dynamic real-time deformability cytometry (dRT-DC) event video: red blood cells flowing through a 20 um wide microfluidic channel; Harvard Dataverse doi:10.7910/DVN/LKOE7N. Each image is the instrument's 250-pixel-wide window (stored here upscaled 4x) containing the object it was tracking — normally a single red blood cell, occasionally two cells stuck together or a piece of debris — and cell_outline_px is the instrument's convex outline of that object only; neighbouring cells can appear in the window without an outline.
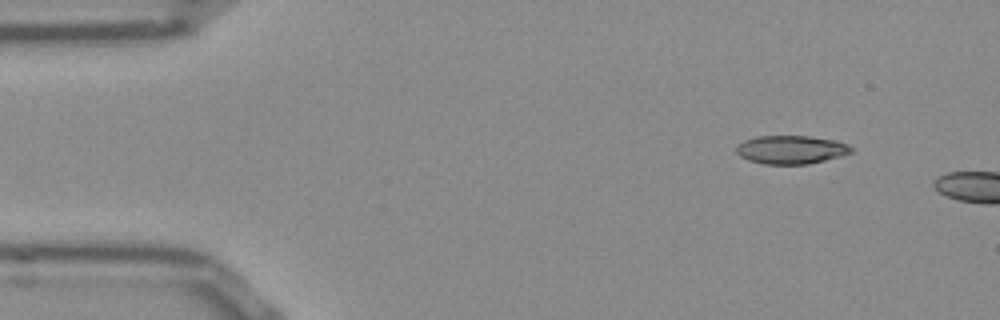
{"species": "Egyptian fruit bat (a non-hibernating species)", "species_latin": "Rousettus aegyptiacus", "temperature_condition": "room temperature", "stored_images_in_passage": 7, "camera_frame_rate_fps": 3000, "um_per_image_px": 0.085, "frame": {"image": 1, "passage_image": 1, "time_ms": 0.0, "image_size_px": [1000, 320], "cell_outline_px": [[852, 152], [840, 156], [808, 164], [764, 164], [748, 160], [740, 156], [736, 152], [736, 144], [744, 140], [756, 136], [808, 136], [836, 140], [848, 144], [852, 148]], "centroid_in_image_um": [67.21, 12.71], "position_along_channel_um": 17.8, "area_um2": 19.07}}